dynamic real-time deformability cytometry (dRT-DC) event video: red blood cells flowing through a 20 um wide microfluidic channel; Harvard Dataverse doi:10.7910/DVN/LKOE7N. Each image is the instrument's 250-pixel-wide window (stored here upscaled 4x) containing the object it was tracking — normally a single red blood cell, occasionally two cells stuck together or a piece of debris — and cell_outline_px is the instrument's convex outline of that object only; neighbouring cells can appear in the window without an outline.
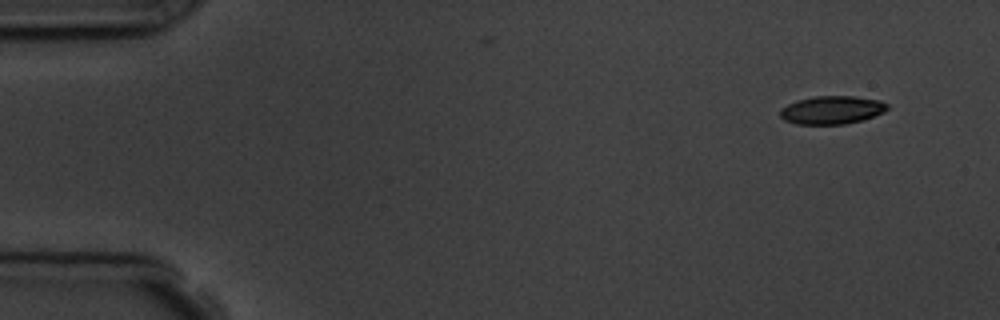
{"species": "common noctule bat (a hibernating species)", "species_latin": "Nyctalus noctula", "temperature_condition": "room temperature", "stored_images_in_passage": 5, "camera_frame_rate_fps": 3000, "um_per_image_px": 0.085, "animal": {"sex": "male", "body_mass_g": 19.5, "forearm_length_mm": 54.6}, "frame": {"image": 1, "passage_image": 1, "time_ms": 0.0, "image_size_px": [1000, 320], "cell_outline_px": [[888, 108], [884, 112], [860, 120], [844, 124], [796, 124], [784, 120], [780, 116], [780, 108], [796, 100], [816, 96], [856, 96], [880, 100], [888, 104]], "centroid_in_image_um": [70.69, 9.34], "position_along_channel_um": 14.3, "area_um2": 17.57}}
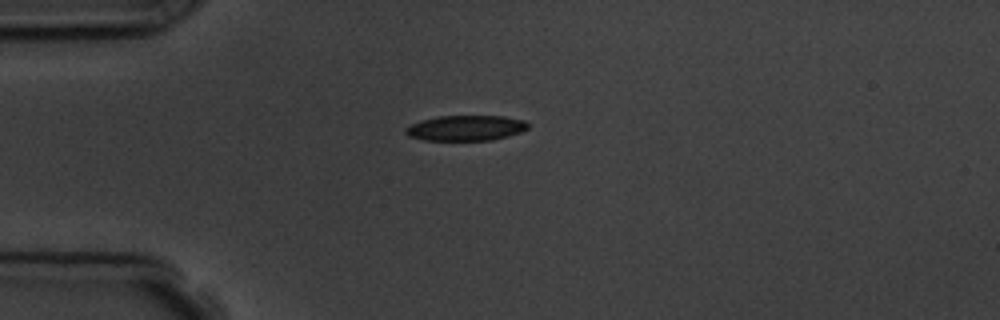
{"frame": {"image": 2, "passage_image": 4, "time_ms": 3.333, "image_size_px": [1000, 320], "cell_outline_px": [[528, 128], [520, 132], [508, 136], [492, 140], [424, 140], [408, 136], [404, 132], [404, 128], [420, 120], [436, 116], [504, 116], [524, 120], [528, 124]], "centroid_in_image_um": [39.57, 10.88], "position_along_channel_um": 45.4, "area_um2": 18.15}}
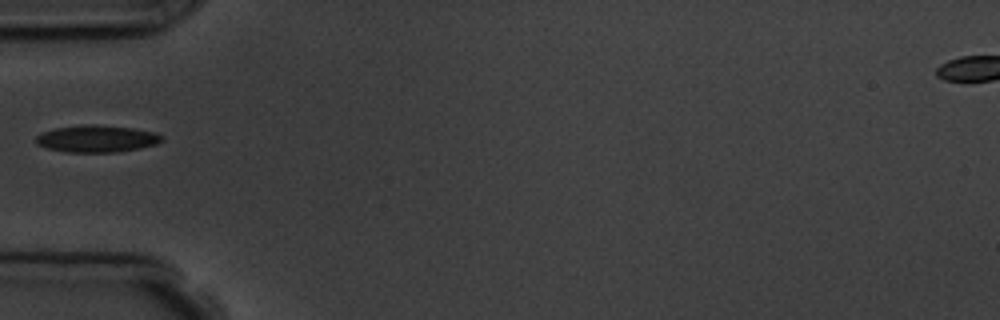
{"frame": {"image": 3, "passage_image": 5, "time_ms": 4.667, "image_size_px": [1000, 320], "cell_outline_px": [[164, 140], [156, 144], [140, 148], [116, 152], [68, 152], [48, 148], [36, 144], [36, 136], [40, 132], [56, 128], [84, 124], [96, 124], [132, 128], [156, 132], [164, 136]], "centroid_in_image_um": [8.24, 11.78], "position_along_channel_um": 76.8, "area_um2": 19.94}}